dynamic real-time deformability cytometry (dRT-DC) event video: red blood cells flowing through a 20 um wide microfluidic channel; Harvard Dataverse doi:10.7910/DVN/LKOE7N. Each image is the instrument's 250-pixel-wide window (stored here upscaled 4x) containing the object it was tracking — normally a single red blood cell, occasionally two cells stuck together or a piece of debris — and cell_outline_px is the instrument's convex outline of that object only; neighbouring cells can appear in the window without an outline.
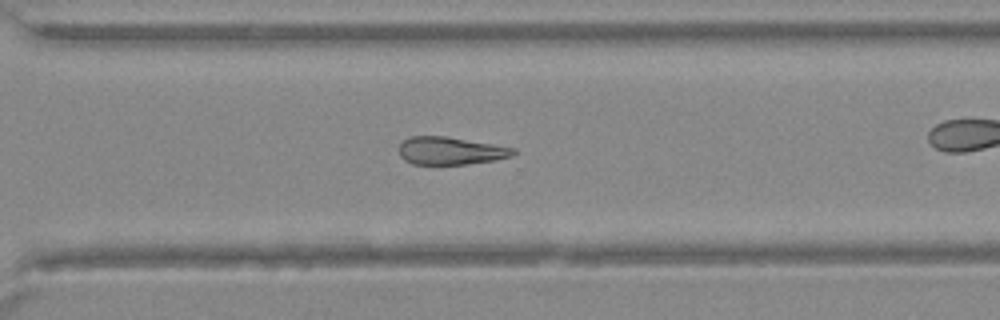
{"species": "Egyptian fruit bat (a non-hibernating species)", "species_latin": "Rousettus aegyptiacus", "temperature_condition": "warm", "stored_images_in_passage": 43, "camera_frame_rate_fps": 3000, "um_per_image_px": 0.085, "animal": {"sex": "female"}, "frame": {"image": 1, "passage_image": 31, "time_ms": 10.0, "image_size_px": [1000, 320], "cell_outline_px": [[516, 152], [512, 156], [492, 160], [468, 164], [412, 164], [404, 160], [400, 156], [400, 144], [404, 140], [412, 136], [444, 136], [516, 148]], "centroid_in_image_um": [38.28, 12.82], "position_along_channel_um": 332.3, "area_um2": 18.26}}